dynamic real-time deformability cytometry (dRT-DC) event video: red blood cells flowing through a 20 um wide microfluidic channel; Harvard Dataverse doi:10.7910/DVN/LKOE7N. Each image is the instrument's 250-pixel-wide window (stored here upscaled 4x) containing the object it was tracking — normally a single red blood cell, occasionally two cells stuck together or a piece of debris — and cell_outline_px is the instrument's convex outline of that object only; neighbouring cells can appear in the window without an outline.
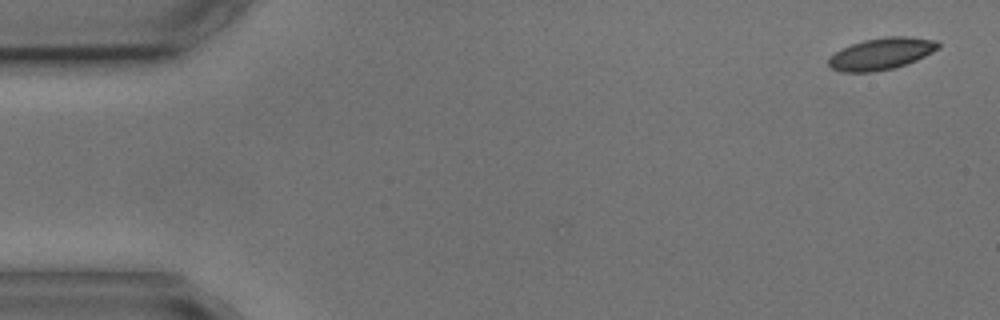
{"species": "common noctule bat (a hibernating species)", "species_latin": "Nyctalus noctula", "temperature_condition": "cold", "stored_images_in_passage": 10, "camera_frame_rate_fps": 3000, "um_per_image_px": 0.085, "animal": {"sex": "male", "body_mass_g": 17.9, "forearm_length_mm": 54.2}, "frame": {"image": 1, "passage_image": 1, "time_ms": 0.0, "image_size_px": [1000, 320], "cell_outline_px": [[940, 48], [916, 60], [892, 68], [872, 72], [840, 72], [832, 68], [828, 64], [828, 60], [836, 52], [852, 44], [864, 40], [884, 36], [908, 36], [936, 40], [940, 44]], "centroid_in_image_um": [74.93, 4.56], "position_along_channel_um": 10.1, "area_um2": 20.11}}
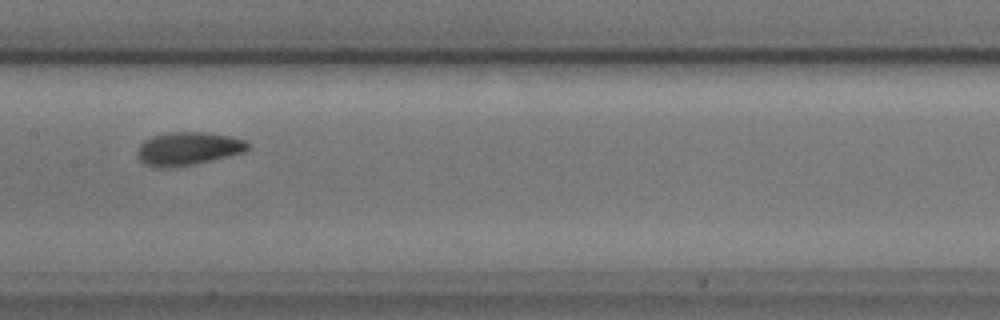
{"frame": {"image": 2, "passage_image": 8, "time_ms": 8.333, "image_size_px": [1000, 320], "cell_outline_px": [[252, 144], [244, 152], [196, 164], [164, 168], [156, 168], [144, 164], [136, 156], [136, 152], [140, 144], [144, 140], [152, 136], [172, 132], [204, 132], [228, 136], [244, 140]], "centroid_in_image_um": [15.95, 12.64], "position_along_channel_um": 191.4, "area_um2": 21.44}}
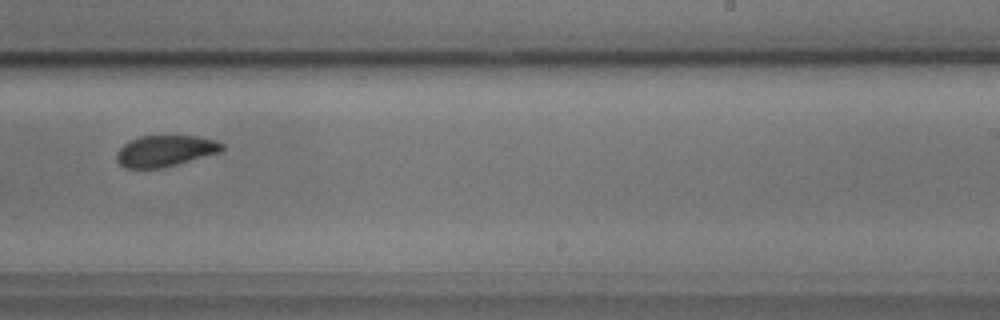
{"frame": {"image": 3, "passage_image": 10, "time_ms": 10.667, "image_size_px": [1000, 320], "cell_outline_px": [[224, 148], [220, 152], [176, 164], [160, 168], [124, 168], [116, 160], [116, 152], [128, 140], [140, 136], [196, 136], [216, 140], [224, 144]], "centroid_in_image_um": [14.01, 12.82], "position_along_channel_um": 275.0, "area_um2": 19.13}}